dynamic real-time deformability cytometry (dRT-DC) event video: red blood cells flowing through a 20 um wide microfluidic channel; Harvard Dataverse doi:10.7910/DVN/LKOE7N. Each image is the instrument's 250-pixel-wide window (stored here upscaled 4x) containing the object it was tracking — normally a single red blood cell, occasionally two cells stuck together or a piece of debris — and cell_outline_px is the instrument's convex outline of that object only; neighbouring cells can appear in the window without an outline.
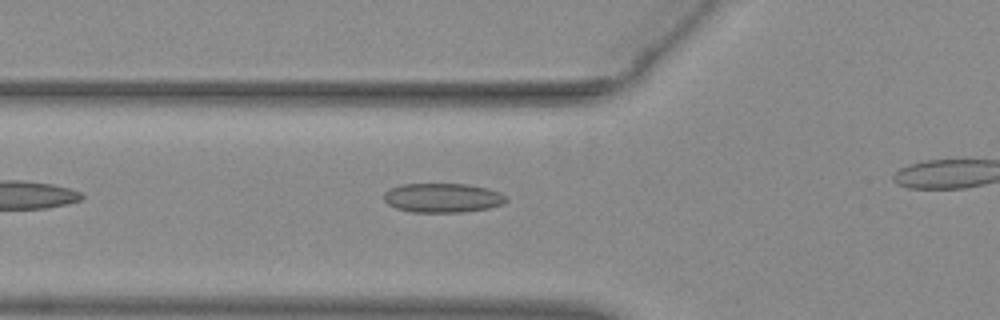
{"species": "common noctule bat (a hibernating species)", "species_latin": "Nyctalus noctula", "temperature_condition": "warm", "stored_images_in_passage": 28, "camera_frame_rate_fps": 3000, "um_per_image_px": 0.085, "animal": {"sex": "female", "body_mass_g": 29.2, "forearm_length_mm": 56.3}, "frame": {"image": 1, "passage_image": 2, "time_ms": 0.333, "image_size_px": [1000, 320], "cell_outline_px": [[508, 200], [504, 204], [488, 208], [464, 212], [412, 212], [396, 208], [388, 204], [384, 200], [384, 192], [400, 184], [468, 184], [488, 188], [500, 192], [508, 196]], "centroid_in_image_um": [37.66, 16.81], "position_along_channel_um": 88.1, "area_um2": 21.04}}
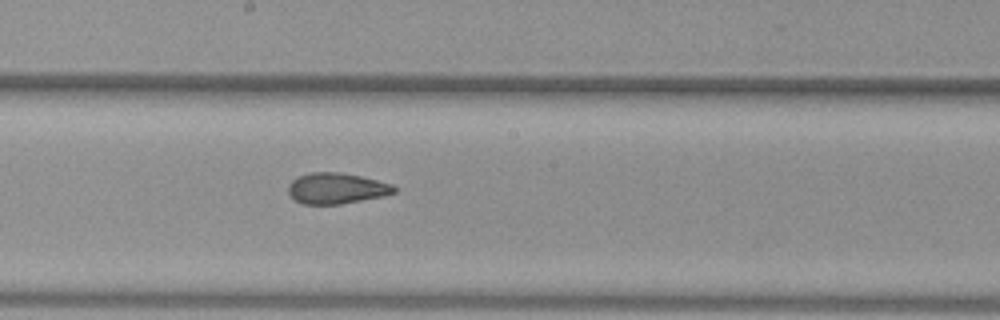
{"frame": {"image": 2, "passage_image": 12, "time_ms": 3.667, "image_size_px": [1000, 320], "cell_outline_px": [[396, 192], [384, 196], [340, 204], [304, 204], [296, 200], [288, 192], [288, 184], [292, 180], [300, 176], [312, 172], [340, 172], [360, 176], [392, 184], [396, 188]], "centroid_in_image_um": [28.61, 16.01], "position_along_channel_um": 219.6, "area_um2": 18.9}}
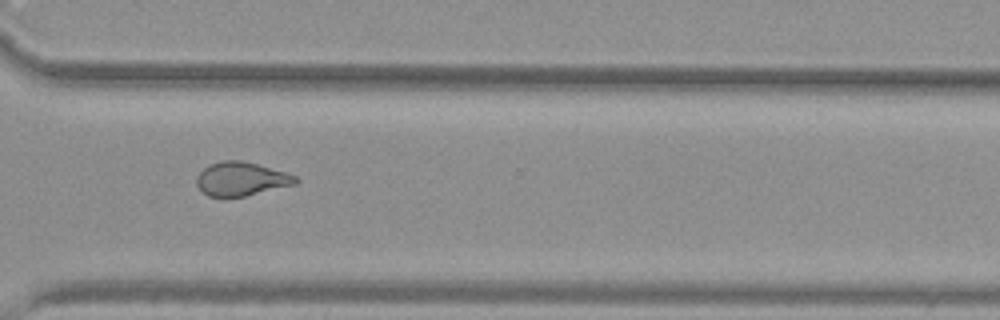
{"frame": {"image": 3, "passage_image": 22, "time_ms": 7.0, "image_size_px": [1000, 320], "cell_outline_px": [[300, 180], [296, 184], [244, 196], [208, 196], [196, 184], [196, 176], [204, 168], [212, 164], [224, 160], [240, 160], [256, 164], [284, 172], [296, 176]], "centroid_in_image_um": [20.51, 15.21], "position_along_channel_um": 350.1, "area_um2": 19.07}}